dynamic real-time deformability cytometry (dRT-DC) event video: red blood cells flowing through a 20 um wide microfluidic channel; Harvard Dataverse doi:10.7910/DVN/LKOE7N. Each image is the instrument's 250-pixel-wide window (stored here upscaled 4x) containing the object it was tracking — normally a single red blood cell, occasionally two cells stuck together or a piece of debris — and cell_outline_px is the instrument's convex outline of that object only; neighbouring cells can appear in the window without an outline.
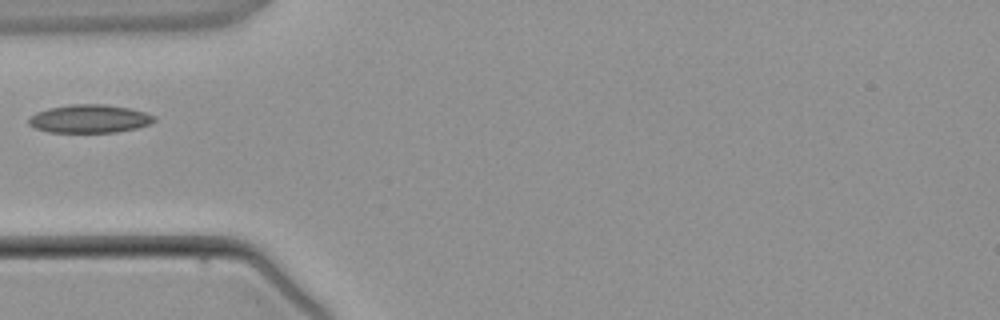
{"species": "common noctule bat (a hibernating species)", "species_latin": "Nyctalus noctula", "temperature_condition": "warm", "stored_images_in_passage": 3, "camera_frame_rate_fps": 3000, "um_per_image_px": 0.085, "animal": {"sex": "male", "body_mass_g": 21.5, "forearm_length_mm": 52.0}, "frame": {"image": 1, "passage_image": 3, "time_ms": 3.0, "image_size_px": [1000, 320], "cell_outline_px": [[156, 120], [152, 124], [136, 128], [116, 132], [48, 132], [36, 128], [28, 124], [28, 116], [36, 112], [48, 108], [72, 104], [104, 104], [128, 108], [144, 112], [156, 116]], "centroid_in_image_um": [7.6, 10.09], "position_along_channel_um": 77.4, "area_um2": 20.75}}